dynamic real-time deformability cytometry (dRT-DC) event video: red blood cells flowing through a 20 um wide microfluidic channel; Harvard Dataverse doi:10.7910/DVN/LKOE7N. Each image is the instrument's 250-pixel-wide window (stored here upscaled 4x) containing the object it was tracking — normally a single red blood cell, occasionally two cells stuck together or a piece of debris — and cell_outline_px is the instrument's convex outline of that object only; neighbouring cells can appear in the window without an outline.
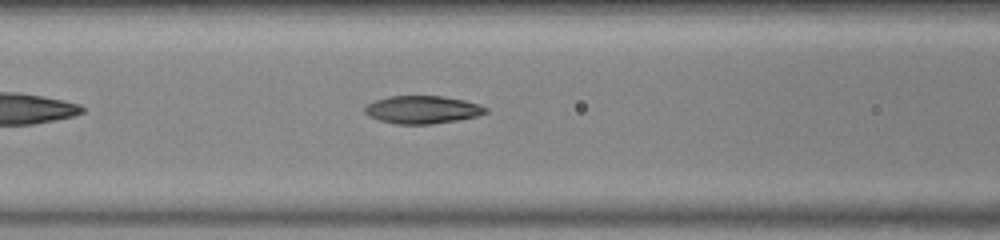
{"species": "common noctule bat (a hibernating species)", "species_latin": "Nyctalus noctula", "temperature_condition": "warm", "stored_images_in_passage": 9, "camera_frame_rate_fps": 3000, "um_per_image_px": 0.085, "animal": {"sex": "female", "body_mass_g": 23.0, "forearm_length_mm": 53.4}, "frame": {"image": 1, "passage_image": 8, "time_ms": 2.333, "image_size_px": [1000, 240], "cell_outline_px": [[488, 112], [476, 116], [460, 120], [432, 124], [396, 124], [380, 120], [368, 116], [364, 112], [364, 108], [368, 104], [376, 100], [388, 96], [440, 96], [464, 100], [480, 104], [488, 108]], "centroid_in_image_um": [35.92, 9.32], "position_along_channel_um": 130.7, "area_um2": 19.65}}